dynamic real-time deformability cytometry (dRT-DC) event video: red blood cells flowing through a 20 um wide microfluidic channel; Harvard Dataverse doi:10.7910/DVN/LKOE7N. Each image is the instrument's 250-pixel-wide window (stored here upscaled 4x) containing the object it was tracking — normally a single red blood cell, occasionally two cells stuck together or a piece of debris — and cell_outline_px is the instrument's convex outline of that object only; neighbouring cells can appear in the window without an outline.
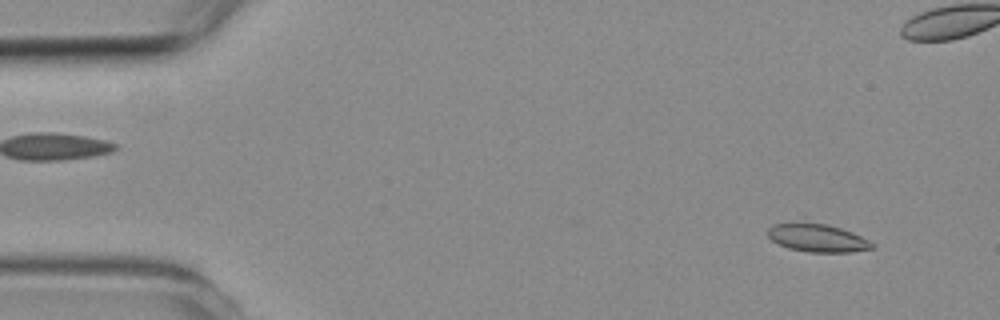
{"species": "common noctule bat (a hibernating species)", "species_latin": "Nyctalus noctula", "temperature_condition": "room temperature", "stored_images_in_passage": 6, "camera_frame_rate_fps": 3000, "um_per_image_px": 0.085, "animal": {"sex": "female", "body_mass_g": 19.3, "forearm_length_mm": 54.1}, "frame": {"image": 1, "passage_image": 1, "time_ms": 0.0, "image_size_px": [1000, 320], "cell_outline_px": [[876, 248], [848, 252], [808, 252], [788, 248], [772, 240], [768, 236], [768, 228], [772, 224], [828, 224], [852, 232], [876, 244]], "centroid_in_image_um": [69.53, 20.25], "position_along_channel_um": 15.5, "area_um2": 16.65}}